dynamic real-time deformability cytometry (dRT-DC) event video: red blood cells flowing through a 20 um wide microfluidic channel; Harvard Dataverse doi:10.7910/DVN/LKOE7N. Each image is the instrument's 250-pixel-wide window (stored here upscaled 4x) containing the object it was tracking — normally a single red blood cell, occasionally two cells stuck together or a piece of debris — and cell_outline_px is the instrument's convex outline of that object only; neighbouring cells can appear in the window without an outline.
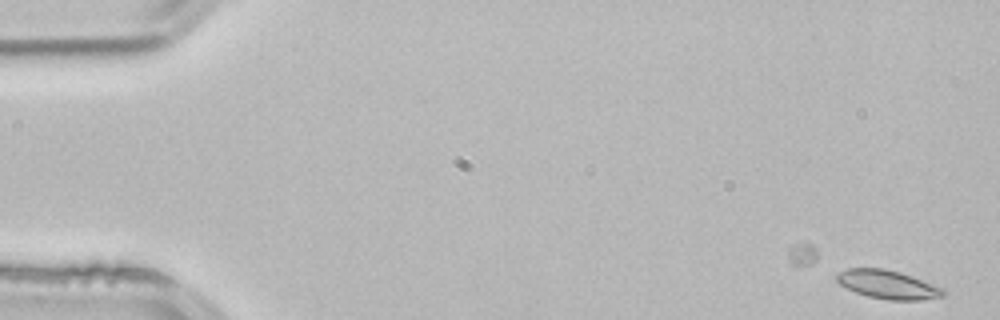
{"species": "common noctule bat (a hibernating species)", "species_latin": "Nyctalus noctula", "temperature_condition": "room temperature", "stored_images_in_passage": 4, "camera_frame_rate_fps": 3000, "um_per_image_px": 0.085, "animal": {"sex": "male", "body_mass_g": 21.5, "forearm_length_mm": 52.0}, "frame": {"image": 1, "passage_image": 1, "time_ms": 0.0, "image_size_px": [1000, 320], "cell_outline_px": [[944, 296], [920, 300], [888, 300], [868, 296], [856, 292], [840, 284], [836, 280], [836, 276], [840, 272], [848, 268], [884, 268], [900, 272], [912, 276], [944, 288]], "centroid_in_image_um": [75.48, 24.18], "position_along_channel_um": 9.5, "area_um2": 17.63}}